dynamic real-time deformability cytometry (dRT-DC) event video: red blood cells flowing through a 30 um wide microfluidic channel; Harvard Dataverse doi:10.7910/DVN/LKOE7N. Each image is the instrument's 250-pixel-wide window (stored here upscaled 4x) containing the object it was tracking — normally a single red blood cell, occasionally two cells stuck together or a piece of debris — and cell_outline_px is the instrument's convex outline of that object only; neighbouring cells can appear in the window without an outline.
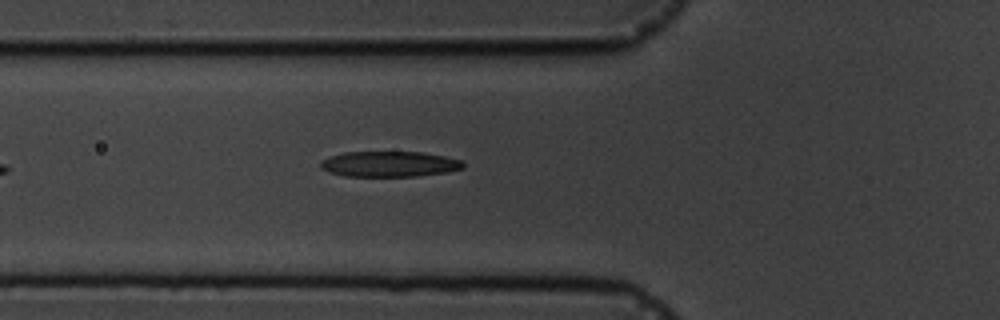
{"species": "common noctule bat (a hibernating species)", "species_latin": "Nyctalus noctula", "temperature_condition": "cold", "stored_images_in_passage": 8, "camera_frame_rate_fps": 3000, "um_per_image_px": 0.085, "animal": {"sex": "male", "body_mass_g": 19.5, "forearm_length_mm": 54.6}, "frame": {"image": 1, "passage_image": 8, "time_ms": 8.667, "image_size_px": [1000, 320], "cell_outline_px": [[464, 168], [448, 172], [416, 176], [344, 176], [328, 172], [320, 168], [320, 164], [324, 160], [332, 156], [344, 152], [424, 152], [464, 160]], "centroid_in_image_um": [33.14, 13.94], "position_along_channel_um": 92.7, "area_um2": 21.27}}